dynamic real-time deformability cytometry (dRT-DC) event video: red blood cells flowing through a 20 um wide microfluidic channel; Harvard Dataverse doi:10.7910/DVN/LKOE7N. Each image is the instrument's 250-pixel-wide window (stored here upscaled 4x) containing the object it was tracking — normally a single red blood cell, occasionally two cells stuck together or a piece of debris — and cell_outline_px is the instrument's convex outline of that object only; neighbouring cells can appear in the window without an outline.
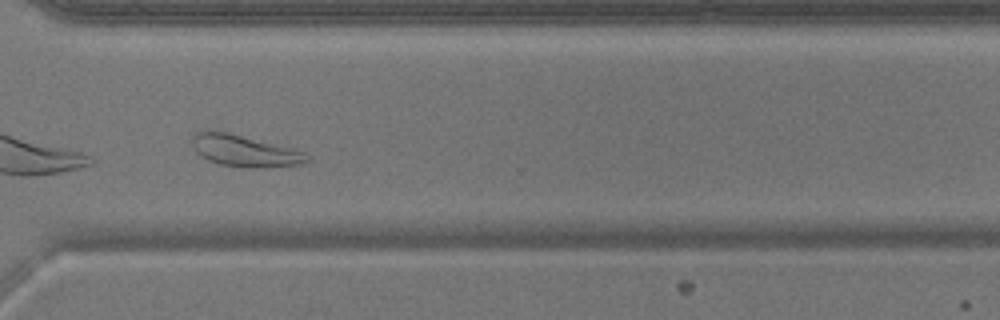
{"species": "common noctule bat (a hibernating species)", "species_latin": "Nyctalus noctula", "temperature_condition": "warm", "stored_images_in_passage": 28, "camera_frame_rate_fps": 3000, "um_per_image_px": 0.085, "animal": {"sex": "male", "body_mass_g": 17.9}, "frame": {"image": 1, "passage_image": 24, "time_ms": 7.667, "image_size_px": [1000, 320], "cell_outline_px": [[312, 160], [300, 164], [264, 168], [248, 168], [220, 164], [208, 160], [200, 156], [196, 152], [192, 144], [192, 136], [196, 132], [208, 128], [292, 148], [304, 152]], "centroid_in_image_um": [20.75, 12.82], "position_along_channel_um": 349.9, "area_um2": 21.21}}